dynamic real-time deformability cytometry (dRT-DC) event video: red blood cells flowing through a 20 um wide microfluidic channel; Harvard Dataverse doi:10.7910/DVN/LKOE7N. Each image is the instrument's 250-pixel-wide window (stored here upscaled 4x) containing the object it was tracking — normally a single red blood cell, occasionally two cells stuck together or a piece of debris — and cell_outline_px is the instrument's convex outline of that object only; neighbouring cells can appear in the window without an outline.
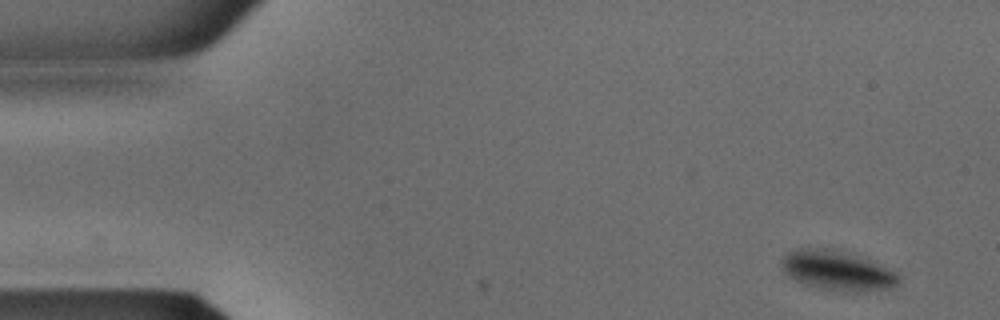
{"species": "common noctule bat (a hibernating species)", "species_latin": "Nyctalus noctula", "temperature_condition": "warm", "stored_images_in_passage": 36, "camera_frame_rate_fps": 3000, "um_per_image_px": 0.085, "animal": {"sex": "male", "body_mass_g": 15.6}, "frame": {"image": 1, "passage_image": 2, "time_ms": 0.333, "image_size_px": [1000, 320], "cell_outline_px": [[900, 284], [888, 288], [856, 292], [840, 292], [820, 288], [796, 280], [788, 276], [784, 272], [784, 256], [788, 252], [800, 248], [832, 248], [856, 252], [896, 272], [900, 276]], "centroid_in_image_um": [71.25, 22.97], "position_along_channel_um": 13.7, "area_um2": 27.4}}
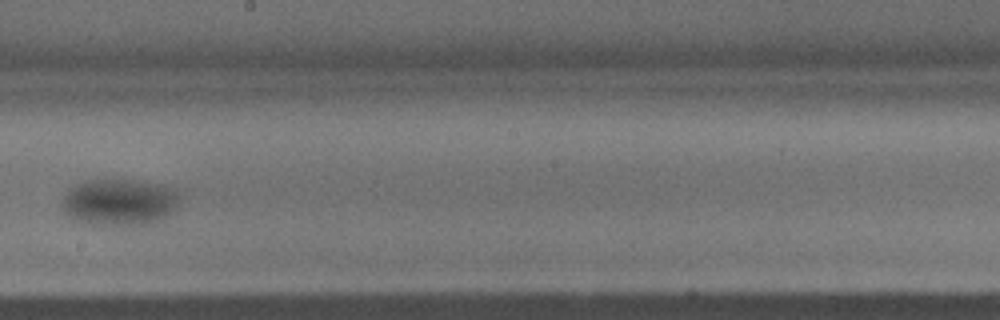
{"frame": {"image": 2, "passage_image": 20, "time_ms": 6.333, "image_size_px": [1000, 320], "cell_outline_px": [[176, 208], [164, 216], [156, 220], [140, 224], [88, 224], [64, 212], [64, 196], [68, 188], [72, 184], [84, 180], [132, 180], [156, 184], [172, 188], [176, 192]], "centroid_in_image_um": [10.08, 17.15], "position_along_channel_um": 238.1, "area_um2": 30.92}}
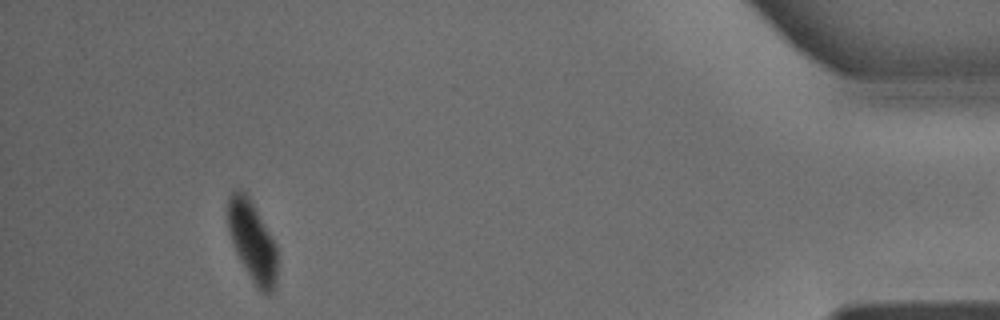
{"frame": {"image": 3, "passage_image": 33, "time_ms": 10.667, "image_size_px": [1000, 320], "cell_outline_px": [[276, 280], [268, 296], [252, 280], [240, 260], [232, 244], [228, 232], [228, 196], [236, 188], [240, 188], [248, 196], [276, 244]], "centroid_in_image_um": [21.41, 20.45], "position_along_channel_um": 413.8, "area_um2": 22.66}}